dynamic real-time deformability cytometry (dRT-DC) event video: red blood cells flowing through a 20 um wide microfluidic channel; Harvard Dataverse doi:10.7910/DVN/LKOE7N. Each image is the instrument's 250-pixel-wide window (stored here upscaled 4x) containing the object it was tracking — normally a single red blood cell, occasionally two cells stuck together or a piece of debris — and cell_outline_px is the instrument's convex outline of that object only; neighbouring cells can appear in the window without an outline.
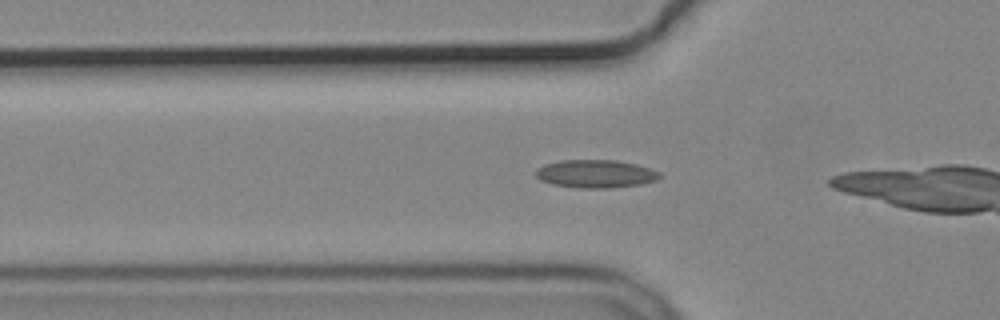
{"species": "common noctule bat (a hibernating species)", "species_latin": "Nyctalus noctula", "temperature_condition": "cold", "stored_images_in_passage": 11, "camera_frame_rate_fps": 3000, "um_per_image_px": 0.085, "animal": {"sex": "male", "body_mass_g": 19.2, "forearm_length_mm": 51.8}, "frame": {"image": 1, "passage_image": 5, "time_ms": 1.333, "image_size_px": [1000, 320], "cell_outline_px": [[664, 176], [656, 180], [640, 184], [612, 188], [580, 188], [552, 184], [540, 180], [536, 176], [536, 168], [544, 164], [560, 160], [616, 160], [636, 164], [660, 172]], "centroid_in_image_um": [50.63, 14.77], "position_along_channel_um": 75.2, "area_um2": 20.35}}